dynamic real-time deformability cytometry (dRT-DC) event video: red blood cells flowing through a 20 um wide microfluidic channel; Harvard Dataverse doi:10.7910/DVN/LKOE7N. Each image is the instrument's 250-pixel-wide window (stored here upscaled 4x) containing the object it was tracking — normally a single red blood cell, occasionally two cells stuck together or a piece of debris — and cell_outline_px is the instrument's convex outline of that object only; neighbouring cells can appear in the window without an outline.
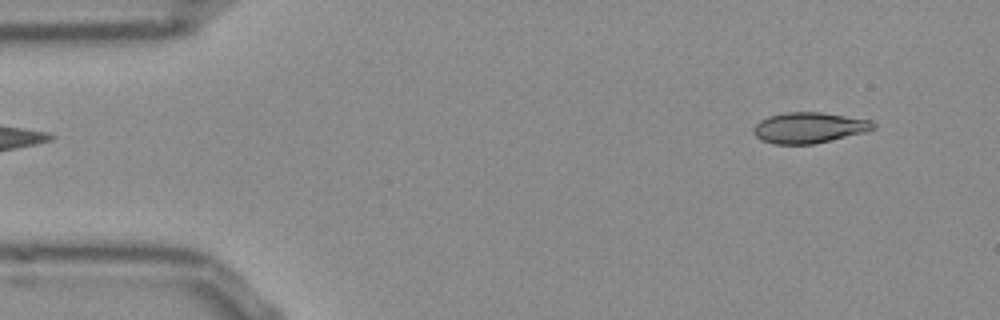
{"species": "Egyptian fruit bat (a non-hibernating species)", "species_latin": "Rousettus aegyptiacus", "temperature_condition": "room temperature", "stored_images_in_passage": 48, "camera_frame_rate_fps": 3000, "um_per_image_px": 0.085, "frame": {"image": 1, "passage_image": 1, "time_ms": 0.0, "image_size_px": [1000, 320], "cell_outline_px": [[876, 128], [864, 132], [812, 144], [776, 144], [760, 140], [752, 132], [752, 128], [760, 120], [768, 116], [784, 112], [820, 112], [872, 120], [876, 124]], "centroid_in_image_um": [68.74, 10.84], "position_along_channel_um": 16.3, "area_um2": 21.44}}
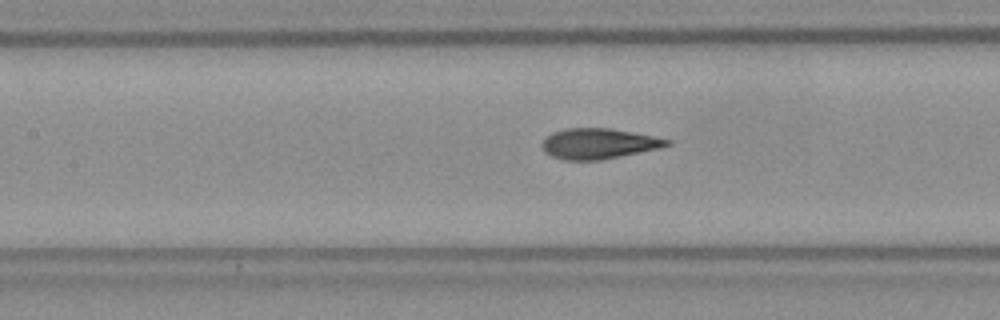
{"frame": {"image": 2, "passage_image": 19, "time_ms": 6.0, "image_size_px": [1000, 320], "cell_outline_px": [[672, 144], [660, 148], [600, 160], [564, 160], [552, 156], [544, 152], [540, 144], [552, 132], [564, 128], [608, 128], [632, 132], [672, 140]], "centroid_in_image_um": [50.86, 12.21], "position_along_channel_um": 156.5, "area_um2": 22.14}}
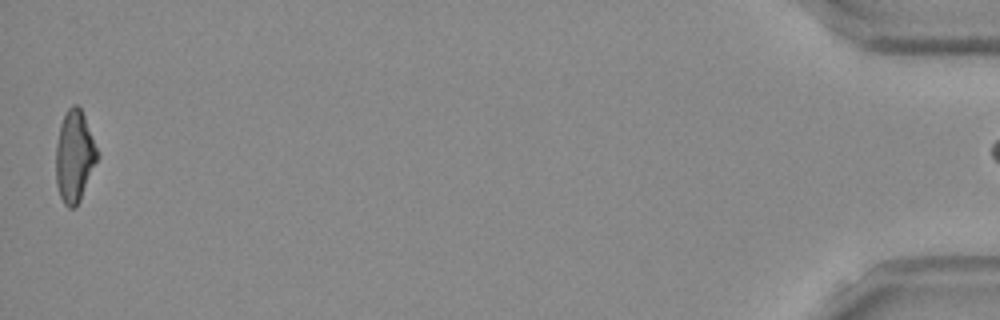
{"frame": {"image": 3, "passage_image": 48, "time_ms": 15.667, "image_size_px": [1000, 320], "cell_outline_px": [[100, 156], [80, 200], [72, 208], [68, 208], [64, 204], [60, 196], [56, 184], [56, 144], [60, 124], [68, 108], [72, 104], [76, 104], [80, 108], [84, 116], [100, 152]], "centroid_in_image_um": [6.35, 13.28], "position_along_channel_um": 428.9, "area_um2": 22.31}, "authors_computed_cell_mechanics": {"area_um2": 22.1952, "velocity_mm_per_s": 3.8537, "shape_relaxation_time_tau1_ms": 4.6603, "shape_relaxation_time_tau2_ms": 1.3045, "deformation_change_tau1": 0.1658, "deformation_change_tau2": 0.0606}}